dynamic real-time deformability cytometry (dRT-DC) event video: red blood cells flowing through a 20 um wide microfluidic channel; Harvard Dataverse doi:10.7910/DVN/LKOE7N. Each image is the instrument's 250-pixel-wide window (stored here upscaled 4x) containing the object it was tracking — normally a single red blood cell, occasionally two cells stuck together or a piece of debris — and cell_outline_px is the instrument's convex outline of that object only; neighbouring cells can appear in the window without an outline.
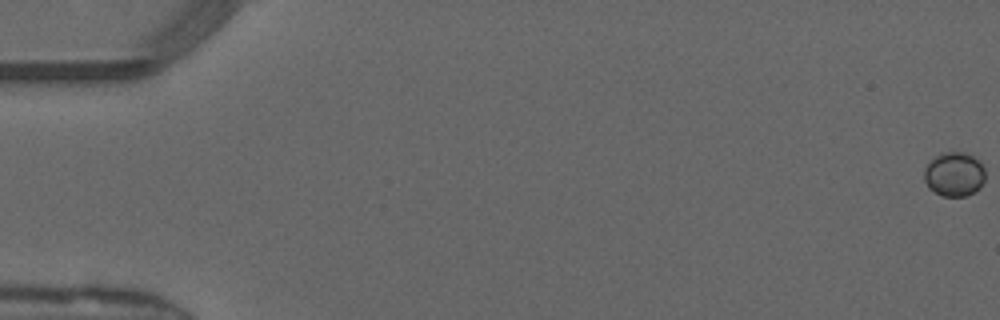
{"species": "common noctule bat (a hibernating species)", "species_latin": "Nyctalus noctula", "temperature_condition": "warm", "stored_images_in_passage": 27, "camera_frame_rate_fps": 3000, "um_per_image_px": 0.085, "animal": {"sex": "male", "forearm_length_mm": 52.5}, "frame": {"image": 1, "passage_image": 1, "time_ms": 0.0, "image_size_px": [1000, 320], "cell_outline_px": [[984, 180], [980, 188], [964, 196], [944, 196], [928, 188], [924, 180], [924, 168], [940, 152], [964, 152], [972, 156], [984, 168]], "centroid_in_image_um": [81.09, 14.81], "position_along_channel_um": 3.9, "area_um2": 15.55}}
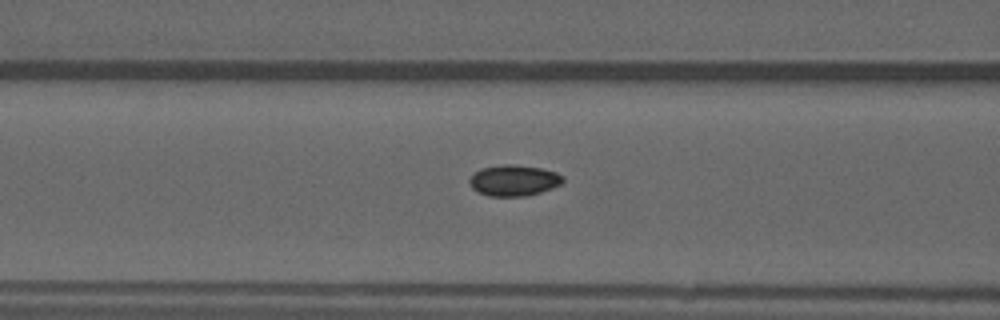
{"frame": {"image": 2, "passage_image": 22, "time_ms": 7.0, "image_size_px": [1000, 320], "cell_outline_px": [[564, 180], [560, 184], [552, 188], [528, 196], [488, 196], [476, 192], [472, 188], [468, 180], [480, 168], [504, 164], [512, 164], [540, 168], [556, 172], [564, 176]], "centroid_in_image_um": [43.66, 15.34], "position_along_channel_um": 122.9, "area_um2": 16.94}}
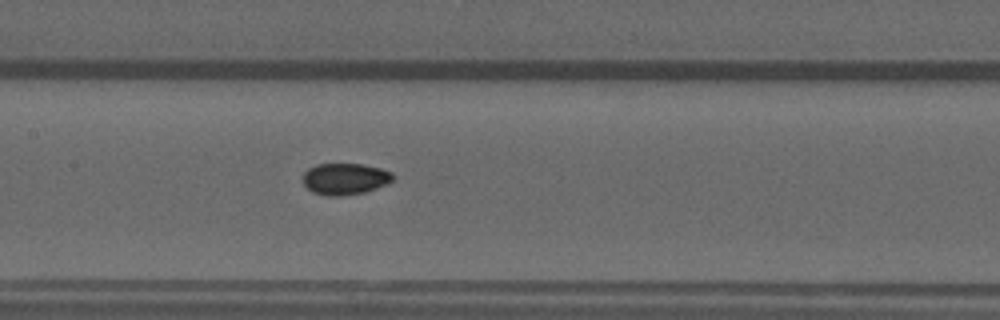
{"frame": {"image": 3, "passage_image": 26, "time_ms": 8.333, "image_size_px": [1000, 320], "cell_outline_px": [[396, 176], [388, 184], [364, 192], [340, 196], [324, 196], [312, 192], [304, 184], [304, 172], [308, 168], [316, 164], [360, 164], [380, 168], [392, 172]], "centroid_in_image_um": [29.34, 15.21], "position_along_channel_um": 178.1, "area_um2": 16.59}}